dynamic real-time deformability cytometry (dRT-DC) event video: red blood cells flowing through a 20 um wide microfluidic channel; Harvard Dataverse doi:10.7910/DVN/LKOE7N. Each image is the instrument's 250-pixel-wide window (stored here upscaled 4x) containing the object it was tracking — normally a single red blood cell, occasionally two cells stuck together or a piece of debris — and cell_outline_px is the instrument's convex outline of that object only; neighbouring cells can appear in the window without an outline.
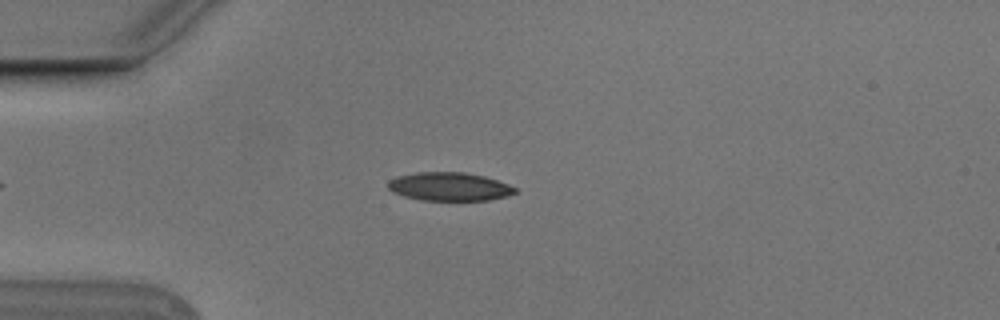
{"species": "Egyptian fruit bat (a non-hibernating species)", "species_latin": "Rousettus aegyptiacus", "temperature_condition": "cold", "stored_images_in_passage": 4, "camera_frame_rate_fps": 3000, "um_per_image_px": 0.085, "animal": {"sex": "male"}, "frame": {"image": 1, "passage_image": 3, "time_ms": 0.667, "image_size_px": [1000, 320], "cell_outline_px": [[520, 192], [508, 196], [488, 200], [420, 200], [404, 196], [392, 192], [388, 188], [388, 180], [396, 176], [416, 172], [464, 172], [484, 176], [508, 184], [516, 188]], "centroid_in_image_um": [38.19, 15.86], "position_along_channel_um": 46.8, "area_um2": 21.21}}